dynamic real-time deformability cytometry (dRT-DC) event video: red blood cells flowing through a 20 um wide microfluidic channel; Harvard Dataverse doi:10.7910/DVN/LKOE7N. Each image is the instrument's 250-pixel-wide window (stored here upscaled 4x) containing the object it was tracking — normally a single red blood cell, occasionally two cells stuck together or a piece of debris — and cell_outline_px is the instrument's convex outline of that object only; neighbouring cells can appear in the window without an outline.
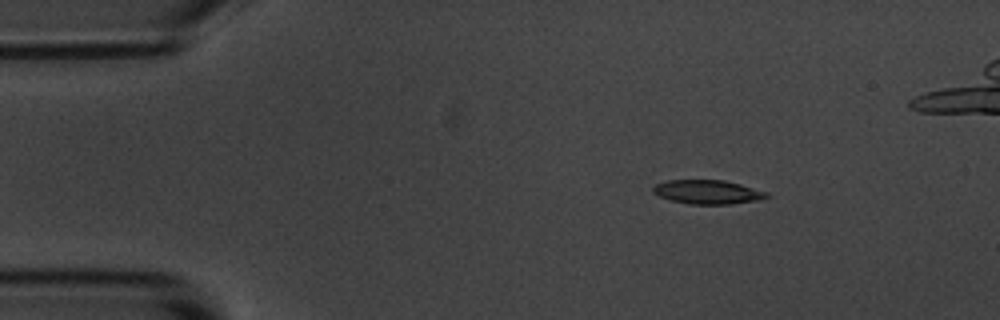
{"species": "common noctule bat (a hibernating species)", "species_latin": "Nyctalus noctula", "temperature_condition": "room temperature", "stored_images_in_passage": 4, "camera_frame_rate_fps": 3000, "um_per_image_px": 0.085, "animal": {"sex": "male", "body_mass_g": 20.1, "forearm_length_mm": 53.5}, "frame": {"image": 1, "passage_image": 1, "time_ms": 0.0, "image_size_px": [1000, 320], "cell_outline_px": [[772, 196], [760, 200], [728, 204], [688, 204], [672, 200], [660, 196], [652, 192], [652, 188], [656, 184], [664, 180], [724, 180], [740, 184], [768, 192]], "centroid_in_image_um": [60.17, 16.31], "position_along_channel_um": 24.8, "area_um2": 15.95}}